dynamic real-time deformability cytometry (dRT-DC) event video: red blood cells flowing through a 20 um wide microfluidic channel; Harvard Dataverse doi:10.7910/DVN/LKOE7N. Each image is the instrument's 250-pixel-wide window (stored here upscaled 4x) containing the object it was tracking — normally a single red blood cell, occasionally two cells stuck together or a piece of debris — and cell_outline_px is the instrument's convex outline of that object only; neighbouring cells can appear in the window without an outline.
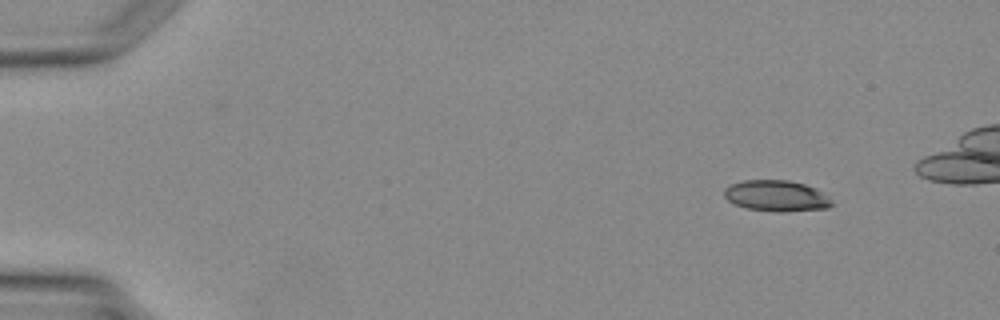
{"species": "Egyptian fruit bat (a non-hibernating species)", "species_latin": "Rousettus aegyptiacus", "temperature_condition": "warm", "stored_images_in_passage": 3, "camera_frame_rate_fps": 3000, "um_per_image_px": 0.085, "animal": {"sex": "female"}, "frame": {"image": 1, "passage_image": 1, "time_ms": 0.0, "image_size_px": [1000, 320], "cell_outline_px": [[836, 204], [828, 208], [784, 212], [776, 212], [748, 208], [736, 204], [728, 200], [724, 196], [724, 188], [732, 184], [744, 180], [788, 180], [804, 184], [816, 188], [832, 200]], "centroid_in_image_um": [66.03, 16.65], "position_along_channel_um": 19.0, "area_um2": 19.48}}
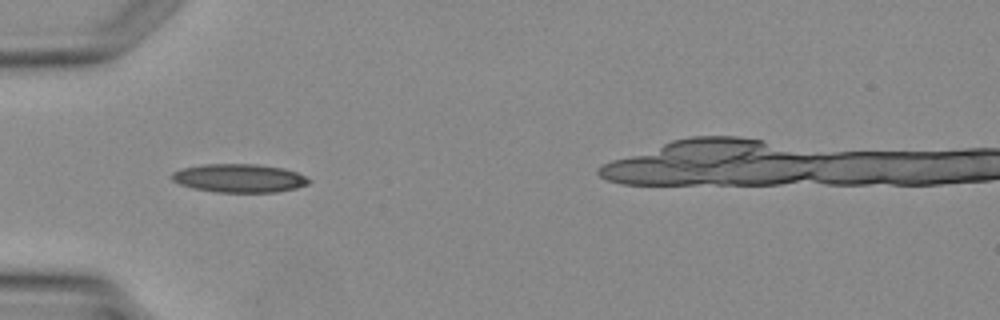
{"frame": {"image": 2, "passage_image": 3, "time_ms": 3.0, "image_size_px": [1000, 320], "cell_outline_px": [[312, 180], [308, 184], [296, 188], [276, 192], [216, 192], [192, 188], [180, 184], [172, 180], [172, 172], [180, 168], [204, 164], [256, 164], [284, 168], [296, 172]], "centroid_in_image_um": [20.32, 15.14], "position_along_channel_um": 64.7, "area_um2": 22.77}}